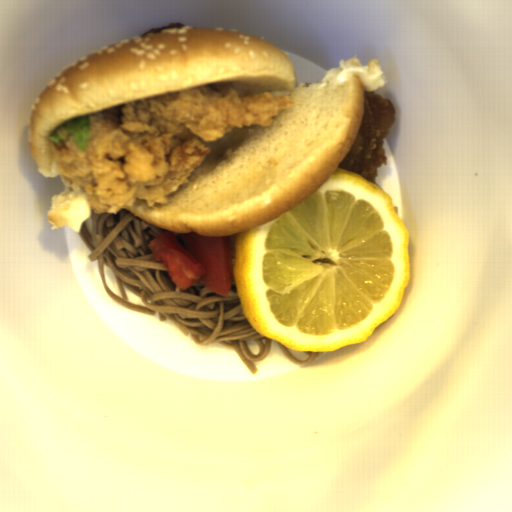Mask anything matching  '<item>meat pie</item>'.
I'll return each instance as SVG.
<instances>
[{
  "label": "meat pie",
  "mask_w": 512,
  "mask_h": 512,
  "mask_svg": "<svg viewBox=\"0 0 512 512\" xmlns=\"http://www.w3.org/2000/svg\"><path fill=\"white\" fill-rule=\"evenodd\" d=\"M294 104L267 90L239 95L231 82L205 85L90 114L83 150L71 133L51 148L59 173L83 189L94 215H115L137 199L150 208L165 204L211 152L204 142L234 128L270 127Z\"/></svg>",
  "instance_id": "meat-pie-1"
}]
</instances>
